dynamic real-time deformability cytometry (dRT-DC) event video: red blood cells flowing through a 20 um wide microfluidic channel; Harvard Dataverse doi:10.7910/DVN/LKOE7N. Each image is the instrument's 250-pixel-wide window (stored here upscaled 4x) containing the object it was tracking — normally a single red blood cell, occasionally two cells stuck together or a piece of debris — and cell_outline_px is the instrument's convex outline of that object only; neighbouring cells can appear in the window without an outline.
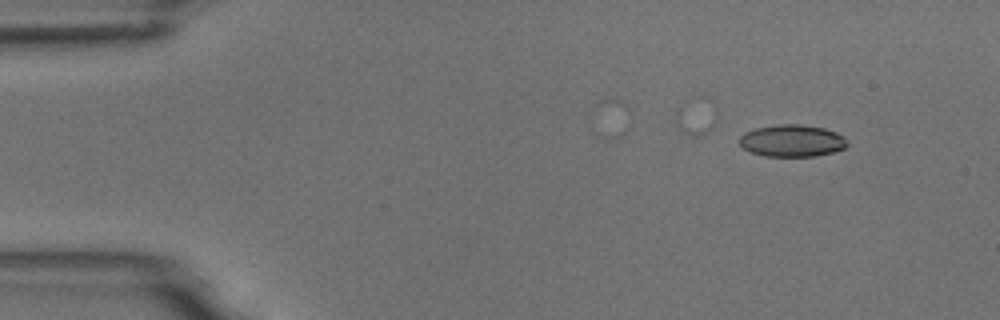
{"species": "common noctule bat (a hibernating species)", "species_latin": "Nyctalus noctula", "temperature_condition": "room temperature", "stored_images_in_passage": 4, "camera_frame_rate_fps": 3000, "um_per_image_px": 0.085, "animal": {"sex": "male", "body_mass_g": 18.8}, "frame": {"image": 1, "passage_image": 1, "time_ms": 0.0, "image_size_px": [1000, 320], "cell_outline_px": [[848, 144], [844, 148], [832, 152], [816, 156], [764, 156], [748, 152], [740, 144], [740, 136], [744, 132], [756, 128], [776, 124], [800, 124], [824, 128], [836, 132], [844, 136]], "centroid_in_image_um": [67.31, 11.96], "position_along_channel_um": 17.7, "area_um2": 20.23}}
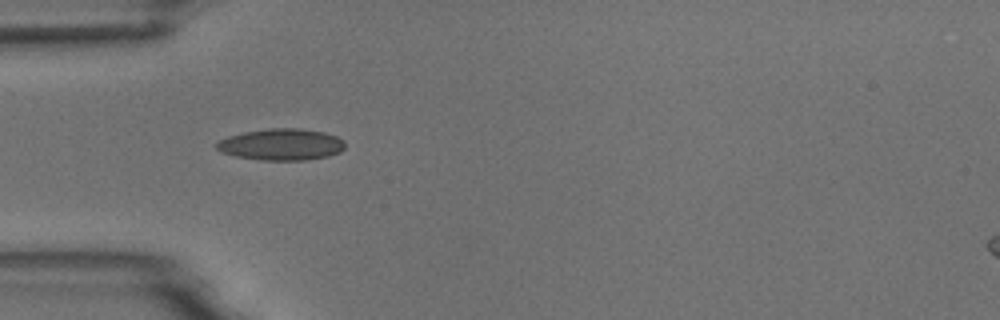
{"frame": {"image": 2, "passage_image": 4, "time_ms": 3.667, "image_size_px": [1000, 320], "cell_outline_px": [[344, 148], [340, 152], [328, 156], [304, 160], [260, 160], [236, 156], [224, 152], [216, 148], [216, 144], [220, 140], [228, 136], [244, 132], [268, 128], [300, 128], [324, 132], [336, 136], [344, 140]], "centroid_in_image_um": [23.94, 12.27], "position_along_channel_um": 61.1, "area_um2": 23.52}}